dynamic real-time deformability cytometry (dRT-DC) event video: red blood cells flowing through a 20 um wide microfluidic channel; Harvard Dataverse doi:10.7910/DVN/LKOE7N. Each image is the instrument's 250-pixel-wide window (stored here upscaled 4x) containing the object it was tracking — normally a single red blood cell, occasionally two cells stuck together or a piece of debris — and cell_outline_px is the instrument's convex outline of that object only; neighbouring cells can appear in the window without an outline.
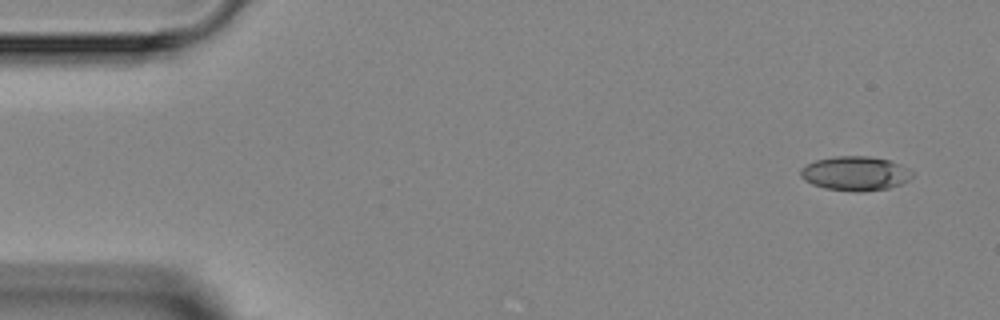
{"species": "Egyptian fruit bat (a non-hibernating species)", "species_latin": "Rousettus aegyptiacus", "temperature_condition": "room temperature", "stored_images_in_passage": 4, "segment_of_instrument_passage": [2, 2], "camera_frame_rate_fps": 3000, "um_per_image_px": 0.085, "animal": {"sex": "female"}, "frame": {"image": 1, "passage_image": 4, "time_ms": 3.667, "image_size_px": [1000, 320], "cell_outline_px": [[912, 176], [908, 180], [900, 184], [888, 188], [864, 192], [856, 192], [824, 188], [812, 184], [804, 180], [800, 176], [800, 168], [816, 160], [836, 156], [868, 156], [888, 160], [908, 168], [912, 172]], "centroid_in_image_um": [72.67, 14.75], "position_along_channel_um": 12.3, "area_um2": 22.25}}